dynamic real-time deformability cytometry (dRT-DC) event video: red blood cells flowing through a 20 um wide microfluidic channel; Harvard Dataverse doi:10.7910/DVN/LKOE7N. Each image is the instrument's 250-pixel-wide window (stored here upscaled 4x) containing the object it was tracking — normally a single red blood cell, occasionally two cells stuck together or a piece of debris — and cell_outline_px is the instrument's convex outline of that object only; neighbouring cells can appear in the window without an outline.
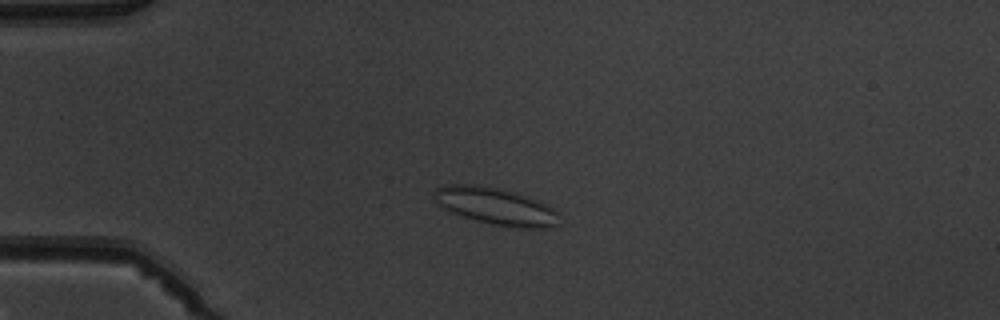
{"species": "common noctule bat (a hibernating species)", "species_latin": "Nyctalus noctula", "temperature_condition": "warm", "stored_images_in_passage": 5, "camera_frame_rate_fps": 3000, "um_per_image_px": 0.085, "animal": {"sex": "male", "body_mass_g": 19.5, "forearm_length_mm": 54.6}, "frame": {"image": 1, "passage_image": 4, "time_ms": 3.333, "image_size_px": [1000, 320], "cell_outline_px": [[560, 212], [556, 228], [516, 228], [492, 224], [476, 220], [452, 212], [444, 208], [432, 196], [432, 192], [436, 188], [444, 184], [476, 184], [496, 188], [528, 196], [548, 204]], "centroid_in_image_um": [42.19, 17.53], "position_along_channel_um": 42.8, "area_um2": 27.22}}